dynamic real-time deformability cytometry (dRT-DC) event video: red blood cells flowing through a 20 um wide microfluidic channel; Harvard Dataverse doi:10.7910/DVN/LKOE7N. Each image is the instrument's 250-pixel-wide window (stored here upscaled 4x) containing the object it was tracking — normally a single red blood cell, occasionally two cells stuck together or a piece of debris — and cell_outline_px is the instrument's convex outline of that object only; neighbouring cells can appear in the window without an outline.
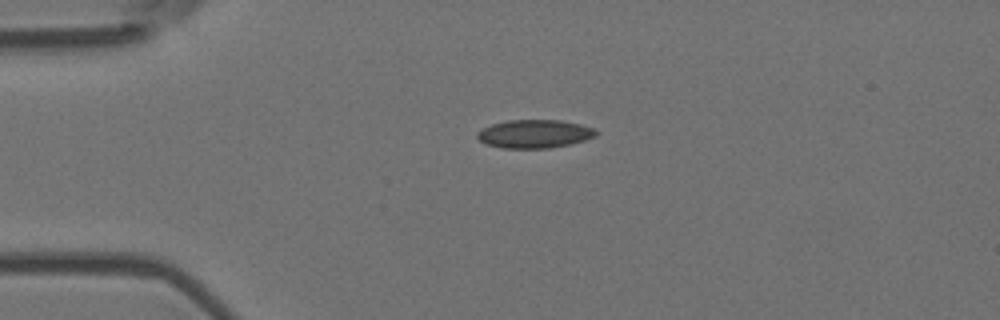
{"species": "Egyptian fruit bat (a non-hibernating species)", "species_latin": "Rousettus aegyptiacus", "temperature_condition": "room temperature", "stored_images_in_passage": 43, "camera_frame_rate_fps": 3000, "um_per_image_px": 0.085, "animal": {"sex": "female"}, "frame": {"image": 1, "passage_image": 1, "time_ms": 0.0, "image_size_px": [1000, 320], "cell_outline_px": [[596, 136], [572, 144], [552, 148], [504, 148], [484, 144], [476, 136], [476, 132], [492, 124], [508, 120], [560, 120], [580, 124], [596, 128]], "centroid_in_image_um": [45.44, 11.38], "position_along_channel_um": 39.6, "area_um2": 19.71}}
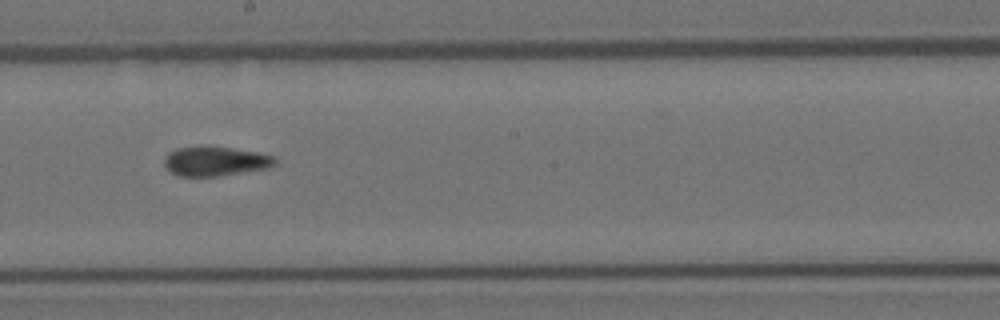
{"frame": {"image": 2, "passage_image": 19, "time_ms": 6.0, "image_size_px": [1000, 320], "cell_outline_px": [[276, 164], [268, 168], [220, 176], [180, 176], [172, 172], [164, 164], [164, 156], [168, 152], [176, 148], [200, 144], [208, 144], [256, 152], [272, 156], [276, 160]], "centroid_in_image_um": [18.26, 13.67], "position_along_channel_um": 229.9, "area_um2": 19.42}}
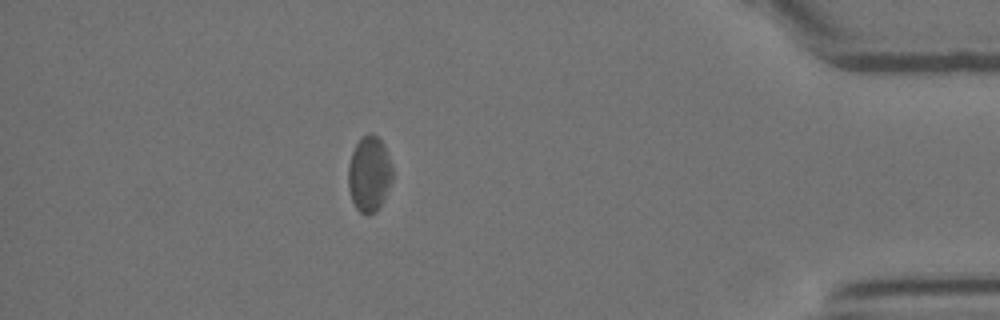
{"frame": {"image": 3, "passage_image": 37, "time_ms": 12.0, "image_size_px": [1000, 320], "cell_outline_px": [[392, 180], [376, 212], [368, 216], [360, 212], [356, 208], [352, 200], [348, 188], [348, 164], [352, 152], [360, 136], [372, 132], [384, 144], [392, 168]], "centroid_in_image_um": [31.36, 14.77], "position_along_channel_um": 403.8, "area_um2": 19.48}, "authors_computed_cell_mechanics": {"area_um2": 19.5942, "velocity_mm_per_s": 3.6503, "shape_relaxation_time_tau1_ms": null, "shape_relaxation_time_tau2_ms": 3.7798, "deformation_change_tau1": null, "deformation_change_tau2": 0.0695}}